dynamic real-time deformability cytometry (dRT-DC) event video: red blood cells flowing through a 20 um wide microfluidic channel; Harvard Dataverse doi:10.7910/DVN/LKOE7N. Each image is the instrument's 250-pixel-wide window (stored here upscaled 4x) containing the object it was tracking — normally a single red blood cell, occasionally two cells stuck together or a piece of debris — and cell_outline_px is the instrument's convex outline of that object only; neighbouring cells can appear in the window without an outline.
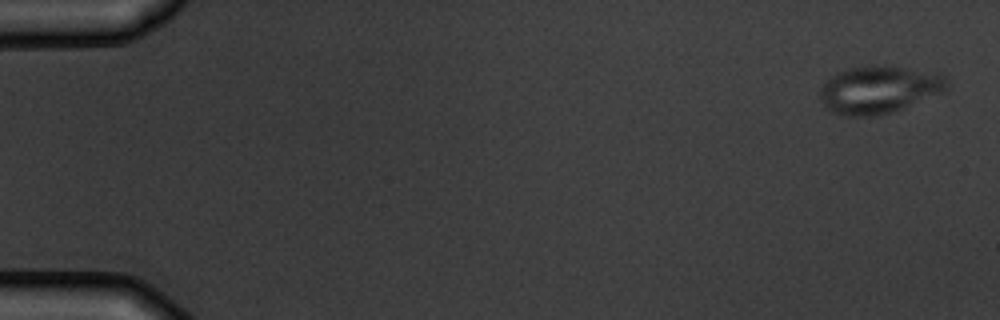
{"species": "common noctule bat (a hibernating species)", "species_latin": "Nyctalus noctula", "temperature_condition": "warm", "stored_images_in_passage": 4, "camera_frame_rate_fps": 3000, "um_per_image_px": 0.085, "animal": {"sex": "male", "body_mass_g": 19.5, "forearm_length_mm": 54.6}, "frame": {"image": 1, "passage_image": 1, "time_ms": 0.0, "image_size_px": [1000, 320], "cell_outline_px": [[948, 88], [940, 92], [896, 112], [876, 116], [844, 116], [832, 112], [820, 100], [820, 88], [828, 76], [836, 72], [848, 68], [872, 64], [876, 64], [904, 68], [944, 76], [948, 80]], "centroid_in_image_um": [74.63, 7.63], "position_along_channel_um": 10.4, "area_um2": 35.2}}